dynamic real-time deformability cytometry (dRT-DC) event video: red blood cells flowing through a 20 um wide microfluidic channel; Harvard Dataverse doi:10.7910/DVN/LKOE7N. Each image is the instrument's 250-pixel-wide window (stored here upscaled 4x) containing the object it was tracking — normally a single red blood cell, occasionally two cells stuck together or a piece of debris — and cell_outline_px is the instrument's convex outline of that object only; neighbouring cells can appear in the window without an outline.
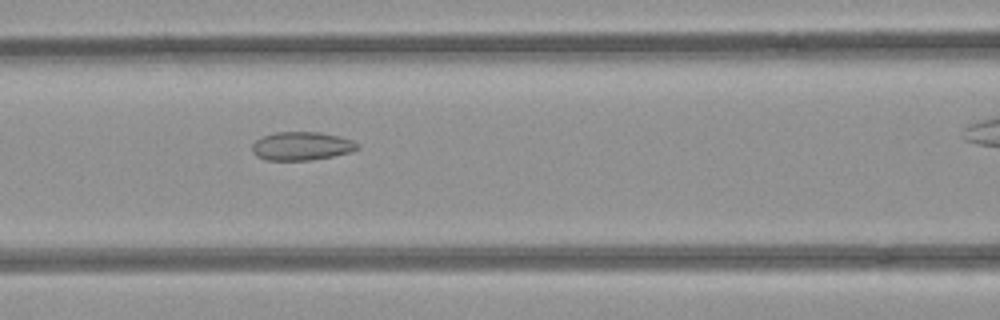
{"species": "common noctule bat (a hibernating species)", "species_latin": "Nyctalus noctula", "temperature_condition": "room temperature", "stored_images_in_passage": 8, "segment_of_instrument_passage": [1, 2], "camera_frame_rate_fps": 3000, "um_per_image_px": 0.085, "animal": {"sex": "female", "body_mass_g": 21.9}, "frame": {"image": 1, "passage_image": 7, "time_ms": 2.0, "image_size_px": [1000, 320], "cell_outline_px": [[360, 148], [352, 152], [312, 160], [264, 160], [256, 156], [252, 152], [252, 144], [256, 140], [264, 136], [276, 132], [320, 132], [340, 136], [352, 140], [360, 144]], "centroid_in_image_um": [25.66, 12.42], "position_along_channel_um": 140.9, "area_um2": 17.63}}